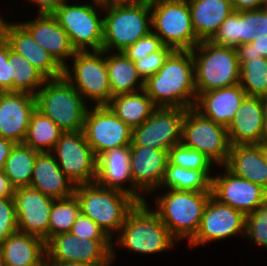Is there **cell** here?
<instances>
[{
    "instance_id": "28",
    "label": "cell",
    "mask_w": 267,
    "mask_h": 266,
    "mask_svg": "<svg viewBox=\"0 0 267 266\" xmlns=\"http://www.w3.org/2000/svg\"><path fill=\"white\" fill-rule=\"evenodd\" d=\"M224 166L234 175L251 181L267 191V164L257 144L231 145Z\"/></svg>"
},
{
    "instance_id": "50",
    "label": "cell",
    "mask_w": 267,
    "mask_h": 266,
    "mask_svg": "<svg viewBox=\"0 0 267 266\" xmlns=\"http://www.w3.org/2000/svg\"><path fill=\"white\" fill-rule=\"evenodd\" d=\"M15 144L12 140L0 137V170L4 169L5 162Z\"/></svg>"
},
{
    "instance_id": "58",
    "label": "cell",
    "mask_w": 267,
    "mask_h": 266,
    "mask_svg": "<svg viewBox=\"0 0 267 266\" xmlns=\"http://www.w3.org/2000/svg\"><path fill=\"white\" fill-rule=\"evenodd\" d=\"M4 21V17L2 18L1 14H0V24Z\"/></svg>"
},
{
    "instance_id": "46",
    "label": "cell",
    "mask_w": 267,
    "mask_h": 266,
    "mask_svg": "<svg viewBox=\"0 0 267 266\" xmlns=\"http://www.w3.org/2000/svg\"><path fill=\"white\" fill-rule=\"evenodd\" d=\"M235 49L239 64H241L242 62H249L254 58H267V36L257 38L251 43L238 45Z\"/></svg>"
},
{
    "instance_id": "14",
    "label": "cell",
    "mask_w": 267,
    "mask_h": 266,
    "mask_svg": "<svg viewBox=\"0 0 267 266\" xmlns=\"http://www.w3.org/2000/svg\"><path fill=\"white\" fill-rule=\"evenodd\" d=\"M83 132L96 158L108 150L132 143V128L119 119L108 105L92 104L85 116Z\"/></svg>"
},
{
    "instance_id": "39",
    "label": "cell",
    "mask_w": 267,
    "mask_h": 266,
    "mask_svg": "<svg viewBox=\"0 0 267 266\" xmlns=\"http://www.w3.org/2000/svg\"><path fill=\"white\" fill-rule=\"evenodd\" d=\"M168 160L171 164L192 170H211L214 164L205 154L182 143L176 144L168 151Z\"/></svg>"
},
{
    "instance_id": "48",
    "label": "cell",
    "mask_w": 267,
    "mask_h": 266,
    "mask_svg": "<svg viewBox=\"0 0 267 266\" xmlns=\"http://www.w3.org/2000/svg\"><path fill=\"white\" fill-rule=\"evenodd\" d=\"M33 4H36L38 14H52L61 4L66 0H26Z\"/></svg>"
},
{
    "instance_id": "34",
    "label": "cell",
    "mask_w": 267,
    "mask_h": 266,
    "mask_svg": "<svg viewBox=\"0 0 267 266\" xmlns=\"http://www.w3.org/2000/svg\"><path fill=\"white\" fill-rule=\"evenodd\" d=\"M38 153V151L23 143H16L12 148L5 162L3 172L15 189L30 186Z\"/></svg>"
},
{
    "instance_id": "40",
    "label": "cell",
    "mask_w": 267,
    "mask_h": 266,
    "mask_svg": "<svg viewBox=\"0 0 267 266\" xmlns=\"http://www.w3.org/2000/svg\"><path fill=\"white\" fill-rule=\"evenodd\" d=\"M245 237L267 248V201L245 217Z\"/></svg>"
},
{
    "instance_id": "43",
    "label": "cell",
    "mask_w": 267,
    "mask_h": 266,
    "mask_svg": "<svg viewBox=\"0 0 267 266\" xmlns=\"http://www.w3.org/2000/svg\"><path fill=\"white\" fill-rule=\"evenodd\" d=\"M163 46L161 39L151 31L122 52L132 61H138L151 53L159 51Z\"/></svg>"
},
{
    "instance_id": "11",
    "label": "cell",
    "mask_w": 267,
    "mask_h": 266,
    "mask_svg": "<svg viewBox=\"0 0 267 266\" xmlns=\"http://www.w3.org/2000/svg\"><path fill=\"white\" fill-rule=\"evenodd\" d=\"M181 143L205 154L216 166L227 163L231 148L227 127L202 116L194 108L185 111Z\"/></svg>"
},
{
    "instance_id": "26",
    "label": "cell",
    "mask_w": 267,
    "mask_h": 266,
    "mask_svg": "<svg viewBox=\"0 0 267 266\" xmlns=\"http://www.w3.org/2000/svg\"><path fill=\"white\" fill-rule=\"evenodd\" d=\"M95 182L102 187L117 189L132 196L130 146L108 150L97 158ZM126 183H129V187L124 185Z\"/></svg>"
},
{
    "instance_id": "33",
    "label": "cell",
    "mask_w": 267,
    "mask_h": 266,
    "mask_svg": "<svg viewBox=\"0 0 267 266\" xmlns=\"http://www.w3.org/2000/svg\"><path fill=\"white\" fill-rule=\"evenodd\" d=\"M64 131L37 108L33 111L23 144L39 153L51 152Z\"/></svg>"
},
{
    "instance_id": "24",
    "label": "cell",
    "mask_w": 267,
    "mask_h": 266,
    "mask_svg": "<svg viewBox=\"0 0 267 266\" xmlns=\"http://www.w3.org/2000/svg\"><path fill=\"white\" fill-rule=\"evenodd\" d=\"M245 96L241 85L235 84L199 93L193 108L202 116L228 127Z\"/></svg>"
},
{
    "instance_id": "2",
    "label": "cell",
    "mask_w": 267,
    "mask_h": 266,
    "mask_svg": "<svg viewBox=\"0 0 267 266\" xmlns=\"http://www.w3.org/2000/svg\"><path fill=\"white\" fill-rule=\"evenodd\" d=\"M102 50L122 52L152 31L150 1L104 2Z\"/></svg>"
},
{
    "instance_id": "20",
    "label": "cell",
    "mask_w": 267,
    "mask_h": 266,
    "mask_svg": "<svg viewBox=\"0 0 267 266\" xmlns=\"http://www.w3.org/2000/svg\"><path fill=\"white\" fill-rule=\"evenodd\" d=\"M0 35L9 44L12 51L26 58L47 79L63 76V68L19 22L8 23L4 20L0 24Z\"/></svg>"
},
{
    "instance_id": "21",
    "label": "cell",
    "mask_w": 267,
    "mask_h": 266,
    "mask_svg": "<svg viewBox=\"0 0 267 266\" xmlns=\"http://www.w3.org/2000/svg\"><path fill=\"white\" fill-rule=\"evenodd\" d=\"M36 98L28 92H0V137L23 143Z\"/></svg>"
},
{
    "instance_id": "27",
    "label": "cell",
    "mask_w": 267,
    "mask_h": 266,
    "mask_svg": "<svg viewBox=\"0 0 267 266\" xmlns=\"http://www.w3.org/2000/svg\"><path fill=\"white\" fill-rule=\"evenodd\" d=\"M6 266H40L46 260V242L20 231L0 243Z\"/></svg>"
},
{
    "instance_id": "19",
    "label": "cell",
    "mask_w": 267,
    "mask_h": 266,
    "mask_svg": "<svg viewBox=\"0 0 267 266\" xmlns=\"http://www.w3.org/2000/svg\"><path fill=\"white\" fill-rule=\"evenodd\" d=\"M13 200L18 231L49 241V217L54 198L31 187L14 191Z\"/></svg>"
},
{
    "instance_id": "10",
    "label": "cell",
    "mask_w": 267,
    "mask_h": 266,
    "mask_svg": "<svg viewBox=\"0 0 267 266\" xmlns=\"http://www.w3.org/2000/svg\"><path fill=\"white\" fill-rule=\"evenodd\" d=\"M152 32L165 46L192 50L200 41L192 25L188 0H150Z\"/></svg>"
},
{
    "instance_id": "44",
    "label": "cell",
    "mask_w": 267,
    "mask_h": 266,
    "mask_svg": "<svg viewBox=\"0 0 267 266\" xmlns=\"http://www.w3.org/2000/svg\"><path fill=\"white\" fill-rule=\"evenodd\" d=\"M17 231L13 197L0 198V243Z\"/></svg>"
},
{
    "instance_id": "55",
    "label": "cell",
    "mask_w": 267,
    "mask_h": 266,
    "mask_svg": "<svg viewBox=\"0 0 267 266\" xmlns=\"http://www.w3.org/2000/svg\"><path fill=\"white\" fill-rule=\"evenodd\" d=\"M104 2H119V1H131V2H146L150 0H102Z\"/></svg>"
},
{
    "instance_id": "9",
    "label": "cell",
    "mask_w": 267,
    "mask_h": 266,
    "mask_svg": "<svg viewBox=\"0 0 267 266\" xmlns=\"http://www.w3.org/2000/svg\"><path fill=\"white\" fill-rule=\"evenodd\" d=\"M73 59V60H72ZM72 67L68 64L63 68V76L87 102L94 105H108L112 98L106 51H76L71 58ZM72 68V69H71Z\"/></svg>"
},
{
    "instance_id": "41",
    "label": "cell",
    "mask_w": 267,
    "mask_h": 266,
    "mask_svg": "<svg viewBox=\"0 0 267 266\" xmlns=\"http://www.w3.org/2000/svg\"><path fill=\"white\" fill-rule=\"evenodd\" d=\"M173 51L174 49L172 47L164 45L159 51L151 53L138 61H134L142 80L145 82L152 75H155Z\"/></svg>"
},
{
    "instance_id": "23",
    "label": "cell",
    "mask_w": 267,
    "mask_h": 266,
    "mask_svg": "<svg viewBox=\"0 0 267 266\" xmlns=\"http://www.w3.org/2000/svg\"><path fill=\"white\" fill-rule=\"evenodd\" d=\"M227 132L231 145L258 144L267 139L260 97L245 96Z\"/></svg>"
},
{
    "instance_id": "15",
    "label": "cell",
    "mask_w": 267,
    "mask_h": 266,
    "mask_svg": "<svg viewBox=\"0 0 267 266\" xmlns=\"http://www.w3.org/2000/svg\"><path fill=\"white\" fill-rule=\"evenodd\" d=\"M185 111L178 107H157L145 122L132 129L130 146L169 151L181 143Z\"/></svg>"
},
{
    "instance_id": "49",
    "label": "cell",
    "mask_w": 267,
    "mask_h": 266,
    "mask_svg": "<svg viewBox=\"0 0 267 266\" xmlns=\"http://www.w3.org/2000/svg\"><path fill=\"white\" fill-rule=\"evenodd\" d=\"M234 11L257 10L263 7L265 0H231Z\"/></svg>"
},
{
    "instance_id": "17",
    "label": "cell",
    "mask_w": 267,
    "mask_h": 266,
    "mask_svg": "<svg viewBox=\"0 0 267 266\" xmlns=\"http://www.w3.org/2000/svg\"><path fill=\"white\" fill-rule=\"evenodd\" d=\"M168 161L167 150L130 146L132 196L138 202H145L146 195L160 189Z\"/></svg>"
},
{
    "instance_id": "8",
    "label": "cell",
    "mask_w": 267,
    "mask_h": 266,
    "mask_svg": "<svg viewBox=\"0 0 267 266\" xmlns=\"http://www.w3.org/2000/svg\"><path fill=\"white\" fill-rule=\"evenodd\" d=\"M67 2L61 4L52 15L66 31L75 51L102 50L103 17L100 14L103 13L104 1L92 0L93 3L82 5Z\"/></svg>"
},
{
    "instance_id": "56",
    "label": "cell",
    "mask_w": 267,
    "mask_h": 266,
    "mask_svg": "<svg viewBox=\"0 0 267 266\" xmlns=\"http://www.w3.org/2000/svg\"><path fill=\"white\" fill-rule=\"evenodd\" d=\"M0 266H6L1 250H0Z\"/></svg>"
},
{
    "instance_id": "45",
    "label": "cell",
    "mask_w": 267,
    "mask_h": 266,
    "mask_svg": "<svg viewBox=\"0 0 267 266\" xmlns=\"http://www.w3.org/2000/svg\"><path fill=\"white\" fill-rule=\"evenodd\" d=\"M70 233L84 239H111L91 218L79 214Z\"/></svg>"
},
{
    "instance_id": "7",
    "label": "cell",
    "mask_w": 267,
    "mask_h": 266,
    "mask_svg": "<svg viewBox=\"0 0 267 266\" xmlns=\"http://www.w3.org/2000/svg\"><path fill=\"white\" fill-rule=\"evenodd\" d=\"M197 95L239 84L240 64L234 47L200 41L191 50Z\"/></svg>"
},
{
    "instance_id": "31",
    "label": "cell",
    "mask_w": 267,
    "mask_h": 266,
    "mask_svg": "<svg viewBox=\"0 0 267 266\" xmlns=\"http://www.w3.org/2000/svg\"><path fill=\"white\" fill-rule=\"evenodd\" d=\"M108 107L132 129L145 122L157 108L144 90L117 94L111 98Z\"/></svg>"
},
{
    "instance_id": "5",
    "label": "cell",
    "mask_w": 267,
    "mask_h": 266,
    "mask_svg": "<svg viewBox=\"0 0 267 266\" xmlns=\"http://www.w3.org/2000/svg\"><path fill=\"white\" fill-rule=\"evenodd\" d=\"M211 192L167 189L156 197L154 210L171 236L178 242H189L197 233Z\"/></svg>"
},
{
    "instance_id": "1",
    "label": "cell",
    "mask_w": 267,
    "mask_h": 266,
    "mask_svg": "<svg viewBox=\"0 0 267 266\" xmlns=\"http://www.w3.org/2000/svg\"><path fill=\"white\" fill-rule=\"evenodd\" d=\"M144 91L157 107L193 108L197 92L191 50H174L144 82Z\"/></svg>"
},
{
    "instance_id": "53",
    "label": "cell",
    "mask_w": 267,
    "mask_h": 266,
    "mask_svg": "<svg viewBox=\"0 0 267 266\" xmlns=\"http://www.w3.org/2000/svg\"><path fill=\"white\" fill-rule=\"evenodd\" d=\"M262 103L263 120L265 125V131L267 136V94L260 97Z\"/></svg>"
},
{
    "instance_id": "22",
    "label": "cell",
    "mask_w": 267,
    "mask_h": 266,
    "mask_svg": "<svg viewBox=\"0 0 267 266\" xmlns=\"http://www.w3.org/2000/svg\"><path fill=\"white\" fill-rule=\"evenodd\" d=\"M54 60L64 68L76 53L66 31L52 14H38L35 19L19 22Z\"/></svg>"
},
{
    "instance_id": "51",
    "label": "cell",
    "mask_w": 267,
    "mask_h": 266,
    "mask_svg": "<svg viewBox=\"0 0 267 266\" xmlns=\"http://www.w3.org/2000/svg\"><path fill=\"white\" fill-rule=\"evenodd\" d=\"M15 188L11 185L10 180L3 172L0 170V198L13 197Z\"/></svg>"
},
{
    "instance_id": "12",
    "label": "cell",
    "mask_w": 267,
    "mask_h": 266,
    "mask_svg": "<svg viewBox=\"0 0 267 266\" xmlns=\"http://www.w3.org/2000/svg\"><path fill=\"white\" fill-rule=\"evenodd\" d=\"M112 239H84L67 232L46 243V262H77L111 266L116 260Z\"/></svg>"
},
{
    "instance_id": "47",
    "label": "cell",
    "mask_w": 267,
    "mask_h": 266,
    "mask_svg": "<svg viewBox=\"0 0 267 266\" xmlns=\"http://www.w3.org/2000/svg\"><path fill=\"white\" fill-rule=\"evenodd\" d=\"M0 92H13L11 62L8 61V43L0 35Z\"/></svg>"
},
{
    "instance_id": "57",
    "label": "cell",
    "mask_w": 267,
    "mask_h": 266,
    "mask_svg": "<svg viewBox=\"0 0 267 266\" xmlns=\"http://www.w3.org/2000/svg\"><path fill=\"white\" fill-rule=\"evenodd\" d=\"M265 12L267 13V0H265V3L263 4V7H262Z\"/></svg>"
},
{
    "instance_id": "36",
    "label": "cell",
    "mask_w": 267,
    "mask_h": 266,
    "mask_svg": "<svg viewBox=\"0 0 267 266\" xmlns=\"http://www.w3.org/2000/svg\"><path fill=\"white\" fill-rule=\"evenodd\" d=\"M239 84L246 96L267 94V58L259 57L240 64Z\"/></svg>"
},
{
    "instance_id": "59",
    "label": "cell",
    "mask_w": 267,
    "mask_h": 266,
    "mask_svg": "<svg viewBox=\"0 0 267 266\" xmlns=\"http://www.w3.org/2000/svg\"><path fill=\"white\" fill-rule=\"evenodd\" d=\"M40 266H46V260Z\"/></svg>"
},
{
    "instance_id": "30",
    "label": "cell",
    "mask_w": 267,
    "mask_h": 266,
    "mask_svg": "<svg viewBox=\"0 0 267 266\" xmlns=\"http://www.w3.org/2000/svg\"><path fill=\"white\" fill-rule=\"evenodd\" d=\"M109 53L106 51V66L112 97L144 90V81L138 74L135 62L123 52Z\"/></svg>"
},
{
    "instance_id": "25",
    "label": "cell",
    "mask_w": 267,
    "mask_h": 266,
    "mask_svg": "<svg viewBox=\"0 0 267 266\" xmlns=\"http://www.w3.org/2000/svg\"><path fill=\"white\" fill-rule=\"evenodd\" d=\"M29 187L54 199L68 198L75 192L51 152L37 154Z\"/></svg>"
},
{
    "instance_id": "18",
    "label": "cell",
    "mask_w": 267,
    "mask_h": 266,
    "mask_svg": "<svg viewBox=\"0 0 267 266\" xmlns=\"http://www.w3.org/2000/svg\"><path fill=\"white\" fill-rule=\"evenodd\" d=\"M223 175L212 177L211 195L218 202L231 206L245 216L267 201V191L261 186L240 178L225 166Z\"/></svg>"
},
{
    "instance_id": "38",
    "label": "cell",
    "mask_w": 267,
    "mask_h": 266,
    "mask_svg": "<svg viewBox=\"0 0 267 266\" xmlns=\"http://www.w3.org/2000/svg\"><path fill=\"white\" fill-rule=\"evenodd\" d=\"M239 45L267 36V13L263 8L238 11Z\"/></svg>"
},
{
    "instance_id": "4",
    "label": "cell",
    "mask_w": 267,
    "mask_h": 266,
    "mask_svg": "<svg viewBox=\"0 0 267 266\" xmlns=\"http://www.w3.org/2000/svg\"><path fill=\"white\" fill-rule=\"evenodd\" d=\"M74 195L80 213L91 218L111 239L113 233H119L128 213L138 203L128 193L102 187L96 182L76 186Z\"/></svg>"
},
{
    "instance_id": "52",
    "label": "cell",
    "mask_w": 267,
    "mask_h": 266,
    "mask_svg": "<svg viewBox=\"0 0 267 266\" xmlns=\"http://www.w3.org/2000/svg\"><path fill=\"white\" fill-rule=\"evenodd\" d=\"M46 266H93L87 263L77 262H46Z\"/></svg>"
},
{
    "instance_id": "54",
    "label": "cell",
    "mask_w": 267,
    "mask_h": 266,
    "mask_svg": "<svg viewBox=\"0 0 267 266\" xmlns=\"http://www.w3.org/2000/svg\"><path fill=\"white\" fill-rule=\"evenodd\" d=\"M261 150V154L263 157V160L267 164V139H264L260 143L257 144Z\"/></svg>"
},
{
    "instance_id": "29",
    "label": "cell",
    "mask_w": 267,
    "mask_h": 266,
    "mask_svg": "<svg viewBox=\"0 0 267 266\" xmlns=\"http://www.w3.org/2000/svg\"><path fill=\"white\" fill-rule=\"evenodd\" d=\"M192 25L199 41H210L234 11L231 0H188Z\"/></svg>"
},
{
    "instance_id": "32",
    "label": "cell",
    "mask_w": 267,
    "mask_h": 266,
    "mask_svg": "<svg viewBox=\"0 0 267 266\" xmlns=\"http://www.w3.org/2000/svg\"><path fill=\"white\" fill-rule=\"evenodd\" d=\"M211 170H192L171 164L168 161L160 189L211 192Z\"/></svg>"
},
{
    "instance_id": "6",
    "label": "cell",
    "mask_w": 267,
    "mask_h": 266,
    "mask_svg": "<svg viewBox=\"0 0 267 266\" xmlns=\"http://www.w3.org/2000/svg\"><path fill=\"white\" fill-rule=\"evenodd\" d=\"M35 98L36 108L64 132L83 130L90 105L64 76L47 79Z\"/></svg>"
},
{
    "instance_id": "16",
    "label": "cell",
    "mask_w": 267,
    "mask_h": 266,
    "mask_svg": "<svg viewBox=\"0 0 267 266\" xmlns=\"http://www.w3.org/2000/svg\"><path fill=\"white\" fill-rule=\"evenodd\" d=\"M245 215L231 206L209 198L195 236L188 242L190 248L245 234Z\"/></svg>"
},
{
    "instance_id": "3",
    "label": "cell",
    "mask_w": 267,
    "mask_h": 266,
    "mask_svg": "<svg viewBox=\"0 0 267 266\" xmlns=\"http://www.w3.org/2000/svg\"><path fill=\"white\" fill-rule=\"evenodd\" d=\"M114 242L138 254H156L174 247L177 242L147 201L138 202L128 213Z\"/></svg>"
},
{
    "instance_id": "37",
    "label": "cell",
    "mask_w": 267,
    "mask_h": 266,
    "mask_svg": "<svg viewBox=\"0 0 267 266\" xmlns=\"http://www.w3.org/2000/svg\"><path fill=\"white\" fill-rule=\"evenodd\" d=\"M80 205L75 195L64 199H55L49 217V240L58 234L70 232Z\"/></svg>"
},
{
    "instance_id": "13",
    "label": "cell",
    "mask_w": 267,
    "mask_h": 266,
    "mask_svg": "<svg viewBox=\"0 0 267 266\" xmlns=\"http://www.w3.org/2000/svg\"><path fill=\"white\" fill-rule=\"evenodd\" d=\"M51 153L75 187L96 181L97 158L83 130L63 132Z\"/></svg>"
},
{
    "instance_id": "35",
    "label": "cell",
    "mask_w": 267,
    "mask_h": 266,
    "mask_svg": "<svg viewBox=\"0 0 267 266\" xmlns=\"http://www.w3.org/2000/svg\"><path fill=\"white\" fill-rule=\"evenodd\" d=\"M8 61L11 62L13 92L36 94L47 78L26 58L10 49L8 44Z\"/></svg>"
},
{
    "instance_id": "42",
    "label": "cell",
    "mask_w": 267,
    "mask_h": 266,
    "mask_svg": "<svg viewBox=\"0 0 267 266\" xmlns=\"http://www.w3.org/2000/svg\"><path fill=\"white\" fill-rule=\"evenodd\" d=\"M210 41L217 46L236 48L239 45L238 11H233L222 22L218 31Z\"/></svg>"
}]
</instances>
